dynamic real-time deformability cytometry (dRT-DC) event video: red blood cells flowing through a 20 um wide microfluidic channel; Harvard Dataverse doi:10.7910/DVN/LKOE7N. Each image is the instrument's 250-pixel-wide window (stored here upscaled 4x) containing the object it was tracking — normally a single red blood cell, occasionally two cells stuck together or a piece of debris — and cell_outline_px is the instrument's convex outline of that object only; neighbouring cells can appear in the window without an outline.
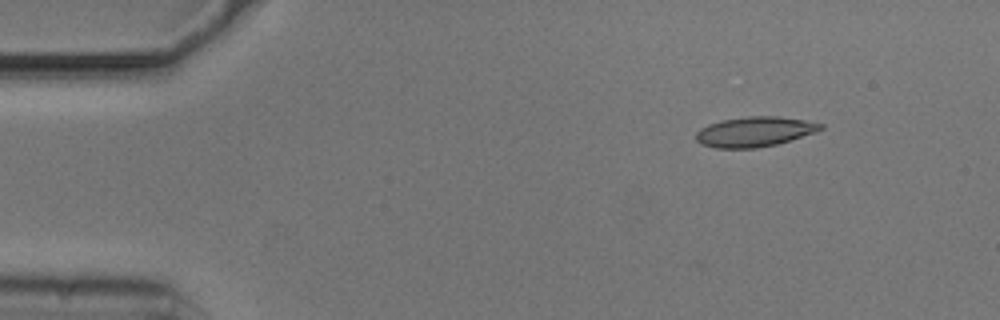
{"species": "common noctule bat (a hibernating species)", "species_latin": "Nyctalus noctula", "temperature_condition": "cold", "stored_images_in_passage": 20, "camera_frame_rate_fps": 3000, "um_per_image_px": 0.085, "animal": {"sex": "male", "body_mass_g": 20.5, "forearm_length_mm": 52.5}, "frame": {"image": 1, "passage_image": 1, "time_ms": 0.0, "image_size_px": [1000, 320], "cell_outline_px": [[824, 128], [816, 132], [776, 144], [756, 148], [716, 148], [700, 144], [696, 140], [696, 132], [700, 128], [708, 124], [720, 120], [748, 116], [776, 116], [804, 120], [824, 124]], "centroid_in_image_um": [64.11, 11.19], "position_along_channel_um": 20.9, "area_um2": 21.79}}
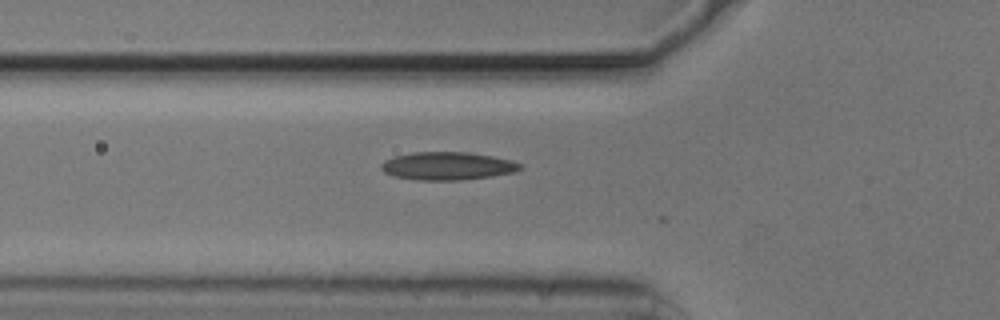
{"frame": {"image": 2, "passage_image": 13, "time_ms": 4.0, "image_size_px": [1000, 320], "cell_outline_px": [[524, 168], [512, 172], [492, 176], [460, 180], [416, 180], [392, 176], [384, 172], [380, 168], [380, 164], [384, 160], [392, 156], [412, 152], [464, 152], [492, 156], [512, 160], [524, 164]], "centroid_in_image_um": [38.01, 14.1], "position_along_channel_um": 87.8, "area_um2": 22.89}}
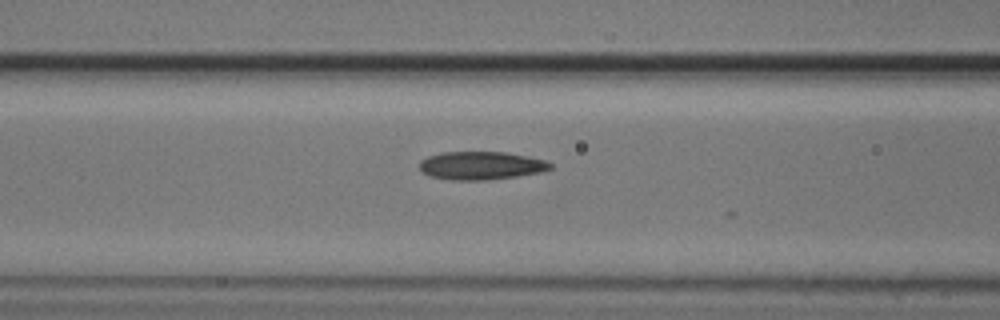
{"frame": {"image": 3, "passage_image": 16, "time_ms": 5.0, "image_size_px": [1000, 320], "cell_outline_px": [[552, 168], [540, 172], [516, 176], [488, 180], [452, 180], [428, 176], [420, 168], [420, 160], [428, 156], [440, 152], [508, 152], [528, 156], [544, 160], [552, 164]], "centroid_in_image_um": [40.88, 14.07], "position_along_channel_um": 125.7, "area_um2": 21.5}}